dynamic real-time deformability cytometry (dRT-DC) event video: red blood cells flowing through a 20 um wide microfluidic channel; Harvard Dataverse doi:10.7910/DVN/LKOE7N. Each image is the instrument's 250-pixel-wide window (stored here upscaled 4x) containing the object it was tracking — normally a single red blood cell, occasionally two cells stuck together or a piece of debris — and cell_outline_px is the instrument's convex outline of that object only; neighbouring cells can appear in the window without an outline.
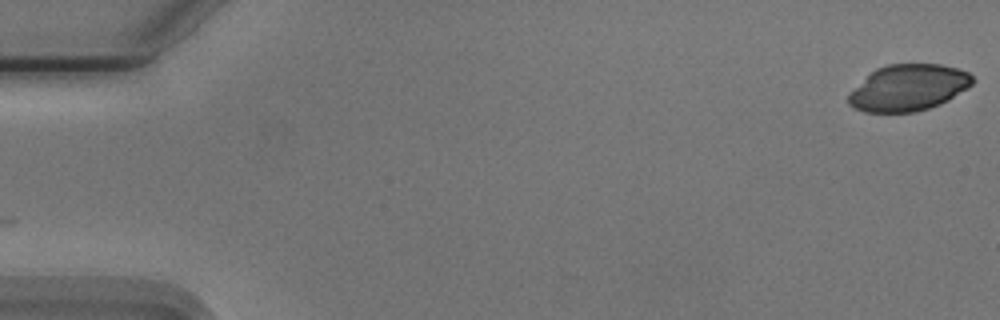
{"species": "Egyptian fruit bat (a non-hibernating species)", "species_latin": "Rousettus aegyptiacus", "temperature_condition": "cold", "stored_images_in_passage": 8, "camera_frame_rate_fps": 3000, "um_per_image_px": 0.085, "animal": {"sex": "male"}, "frame": {"image": 1, "passage_image": 1, "time_ms": 0.0, "image_size_px": [1000, 320], "cell_outline_px": [[976, 80], [968, 88], [948, 100], [940, 104], [916, 112], [864, 112], [852, 108], [848, 104], [848, 96], [876, 68], [888, 64], [940, 64], [956, 68], [968, 72]], "centroid_in_image_um": [77.24, 7.46], "position_along_channel_um": 7.8, "area_um2": 33.29}}